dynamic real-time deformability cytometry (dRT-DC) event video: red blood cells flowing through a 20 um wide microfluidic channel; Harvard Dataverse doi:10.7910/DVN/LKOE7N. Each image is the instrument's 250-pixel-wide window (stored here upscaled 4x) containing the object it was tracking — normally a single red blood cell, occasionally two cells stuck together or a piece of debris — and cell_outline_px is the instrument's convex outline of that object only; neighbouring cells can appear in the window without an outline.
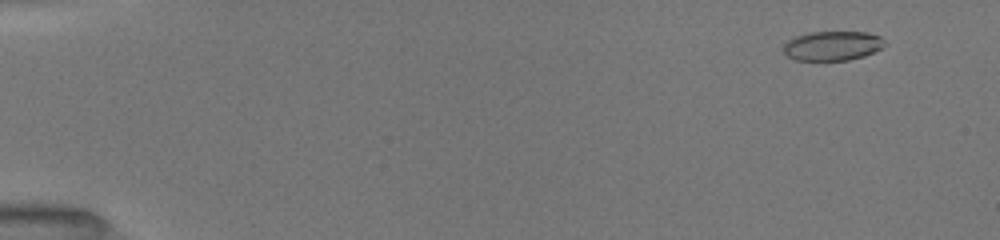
{"species": "common noctule bat (a hibernating species)", "species_latin": "Nyctalus noctula", "temperature_condition": "room temperature", "stored_images_in_passage": 53, "camera_frame_rate_fps": 3000, "um_per_image_px": 0.085, "animal": {"sex": "female", "body_mass_g": 19.5, "forearm_length_mm": 54.1}, "frame": {"image": 1, "passage_image": 4, "time_ms": 1.0, "image_size_px": [1000, 240], "cell_outline_px": [[888, 44], [864, 56], [848, 60], [796, 60], [788, 56], [784, 52], [784, 44], [788, 40], [796, 36], [812, 32], [868, 32], [880, 36]], "centroid_in_image_um": [70.78, 3.89], "position_along_channel_um": 14.2, "area_um2": 17.28}}
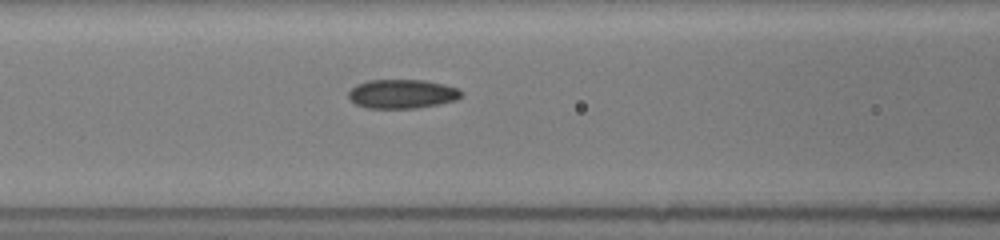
{"frame": {"image": 2, "passage_image": 23, "time_ms": 7.333, "image_size_px": [1000, 240], "cell_outline_px": [[464, 92], [456, 100], [440, 104], [416, 108], [364, 108], [356, 104], [348, 96], [348, 92], [356, 84], [368, 80], [424, 80], [444, 84], [460, 88]], "centroid_in_image_um": [34.2, 7.98], "position_along_channel_um": 132.4, "area_um2": 19.25}}
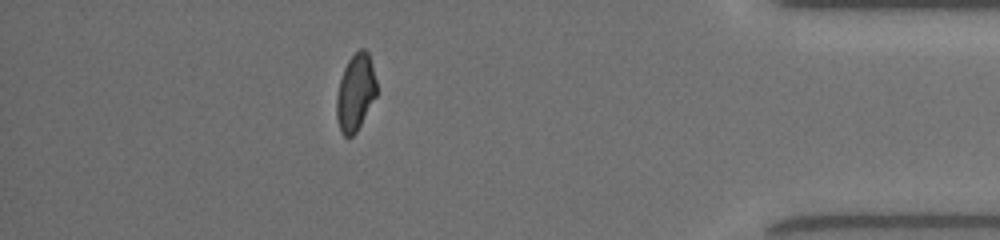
{"frame": {"image": 3, "passage_image": 46, "time_ms": 15.0, "image_size_px": [1000, 240], "cell_outline_px": [[376, 96], [356, 132], [352, 136], [344, 136], [340, 132], [336, 116], [336, 96], [340, 80], [344, 68], [348, 60], [360, 48], [364, 48], [368, 52], [376, 80]], "centroid_in_image_um": [30.2, 7.87], "position_along_channel_um": 405.0, "area_um2": 17.8}, "authors_computed_cell_mechanics": {"area_um2": 18.7272, "velocity_mm_per_s": 4.0381, "shape_relaxation_time_tau1_ms": 3.4122, "shape_relaxation_time_tau2_ms": 1.4293, "deformation_change_tau1": 0.1378, "deformation_change_tau2": 0.0727}}